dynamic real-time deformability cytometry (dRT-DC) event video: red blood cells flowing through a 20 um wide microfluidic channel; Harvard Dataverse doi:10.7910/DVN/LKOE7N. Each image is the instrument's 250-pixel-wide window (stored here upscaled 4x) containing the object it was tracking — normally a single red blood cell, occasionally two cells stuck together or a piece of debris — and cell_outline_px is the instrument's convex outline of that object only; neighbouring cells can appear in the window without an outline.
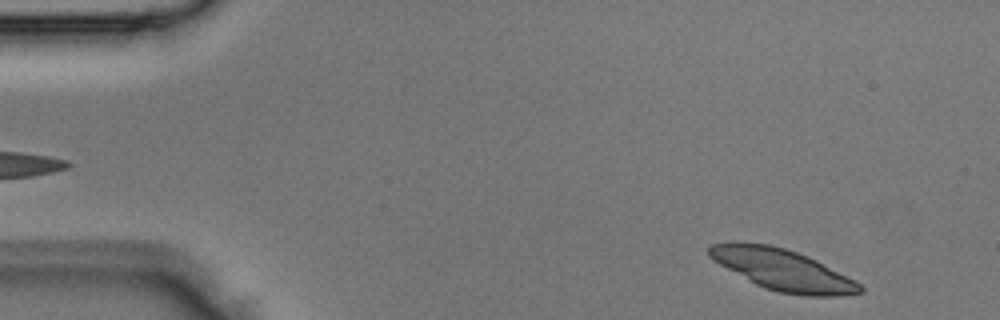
{"species": "Egyptian fruit bat (a non-hibernating species)", "species_latin": "Rousettus aegyptiacus", "temperature_condition": "room temperature", "stored_images_in_passage": 5, "segment_of_instrument_passage": [2, 2], "camera_frame_rate_fps": 3000, "um_per_image_px": 0.085, "animal": {"sex": "male"}, "frame": {"image": 1, "passage_image": 5, "time_ms": 1.333, "image_size_px": [1000, 320], "cell_outline_px": [[864, 292], [840, 296], [804, 296], [780, 292], [764, 288], [756, 284], [720, 264], [708, 256], [708, 248], [712, 244], [732, 240], [736, 240], [768, 244], [784, 248], [808, 256], [856, 280], [864, 288]], "centroid_in_image_um": [66.52, 22.91], "position_along_channel_um": 18.5, "area_um2": 36.36}}